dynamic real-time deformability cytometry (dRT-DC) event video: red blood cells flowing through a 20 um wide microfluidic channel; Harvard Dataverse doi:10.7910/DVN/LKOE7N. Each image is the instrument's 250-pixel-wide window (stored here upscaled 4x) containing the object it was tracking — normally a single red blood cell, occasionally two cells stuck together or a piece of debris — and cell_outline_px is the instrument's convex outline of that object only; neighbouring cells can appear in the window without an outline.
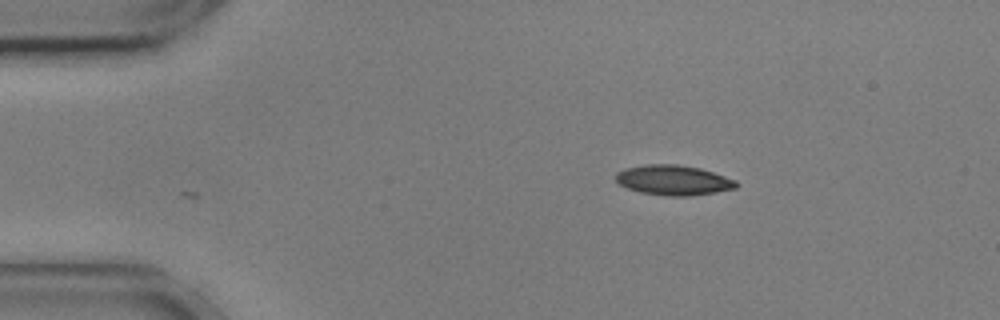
{"species": "common noctule bat (a hibernating species)", "species_latin": "Nyctalus noctula", "temperature_condition": "cold", "stored_images_in_passage": 47, "camera_frame_rate_fps": 3000, "um_per_image_px": 0.085, "animal": {"sex": "male", "body_mass_g": 17.9, "forearm_length_mm": 54.2}, "frame": {"image": 1, "passage_image": 1, "time_ms": 0.0, "image_size_px": [1000, 320], "cell_outline_px": [[740, 184], [736, 188], [716, 192], [688, 196], [668, 196], [640, 192], [628, 188], [620, 184], [616, 180], [616, 172], [624, 168], [644, 164], [676, 164], [700, 168], [736, 180]], "centroid_in_image_um": [57.24, 15.31], "position_along_channel_um": 27.8, "area_um2": 21.1}}
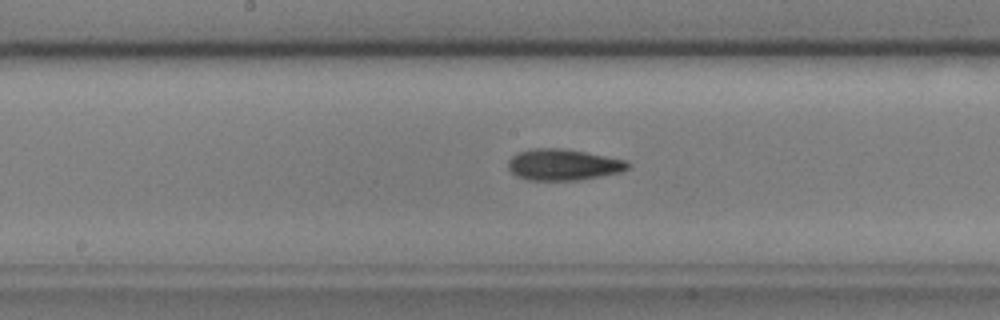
{"frame": {"image": 2, "passage_image": 20, "time_ms": 6.333, "image_size_px": [1000, 320], "cell_outline_px": [[632, 164], [628, 168], [620, 172], [580, 180], [528, 180], [516, 176], [508, 168], [508, 160], [512, 156], [520, 152], [532, 148], [560, 148], [584, 152], [628, 160]], "centroid_in_image_um": [47.88, 14.0], "position_along_channel_um": 200.3, "area_um2": 21.79}}
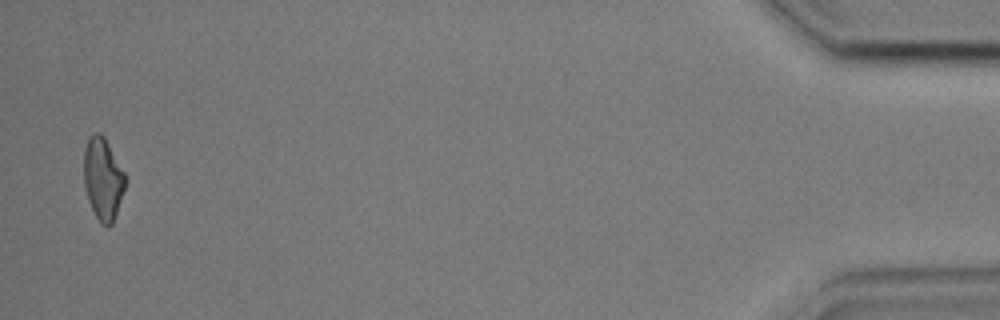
{"frame": {"image": 3, "passage_image": 46, "time_ms": 15.0, "image_size_px": [1000, 320], "cell_outline_px": [[124, 188], [112, 224], [108, 228], [100, 224], [88, 200], [84, 184], [84, 148], [88, 136], [92, 132], [100, 132], [104, 136], [124, 172]], "centroid_in_image_um": [8.71, 15.17], "position_along_channel_um": 426.5, "area_um2": 19.65}, "authors_computed_cell_mechanics": {"area_um2": 20.9236, "velocity_mm_per_s": 3.6064, "shape_relaxation_time_tau1_ms": 3.9146, "shape_relaxation_time_tau2_ms": 5.3916, "deformation_change_tau1": 0.1217, "deformation_change_tau2": 0.1289}}